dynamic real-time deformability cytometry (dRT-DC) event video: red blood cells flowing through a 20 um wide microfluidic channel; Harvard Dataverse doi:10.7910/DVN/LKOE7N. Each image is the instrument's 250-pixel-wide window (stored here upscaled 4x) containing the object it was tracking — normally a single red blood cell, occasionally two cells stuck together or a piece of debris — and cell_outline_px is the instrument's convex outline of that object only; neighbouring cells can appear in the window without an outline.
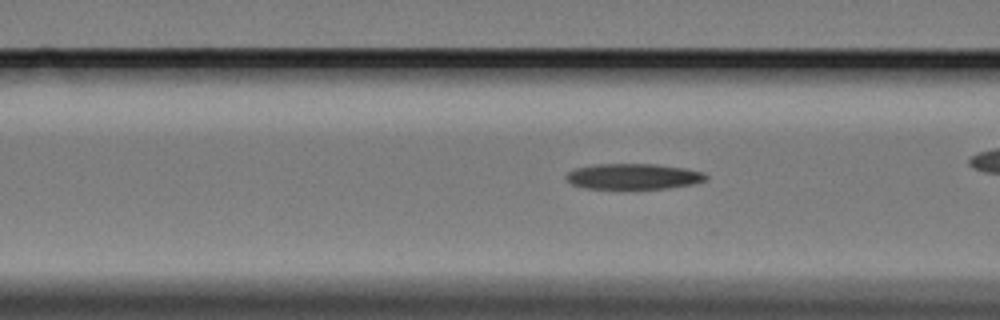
{"species": "Egyptian fruit bat (a non-hibernating species)", "species_latin": "Rousettus aegyptiacus", "temperature_condition": "cold", "stored_images_in_passage": 38, "camera_frame_rate_fps": 3000, "um_per_image_px": 0.085, "animal": {"sex": "female"}, "frame": {"image": 1, "passage_image": 12, "time_ms": 3.667, "image_size_px": [1000, 320], "cell_outline_px": [[708, 180], [692, 184], [668, 188], [584, 188], [572, 184], [568, 180], [568, 172], [576, 168], [600, 164], [656, 164], [684, 168], [704, 172], [708, 176]], "centroid_in_image_um": [53.9, 14.99], "position_along_channel_um": 112.7, "area_um2": 20.63}}
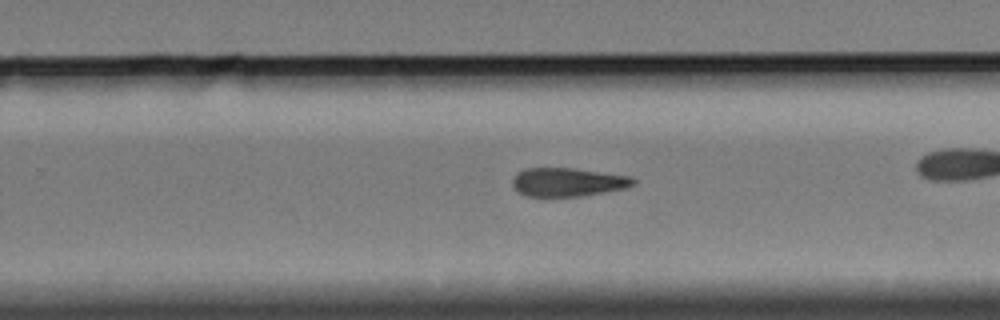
{"frame": {"image": 2, "passage_image": 27, "time_ms": 8.667, "image_size_px": [1000, 320], "cell_outline_px": [[636, 180], [632, 184], [624, 188], [580, 196], [528, 196], [520, 192], [512, 184], [512, 180], [516, 172], [524, 168], [572, 168], [632, 176]], "centroid_in_image_um": [48.23, 15.46], "position_along_channel_um": 281.6, "area_um2": 19.88}}